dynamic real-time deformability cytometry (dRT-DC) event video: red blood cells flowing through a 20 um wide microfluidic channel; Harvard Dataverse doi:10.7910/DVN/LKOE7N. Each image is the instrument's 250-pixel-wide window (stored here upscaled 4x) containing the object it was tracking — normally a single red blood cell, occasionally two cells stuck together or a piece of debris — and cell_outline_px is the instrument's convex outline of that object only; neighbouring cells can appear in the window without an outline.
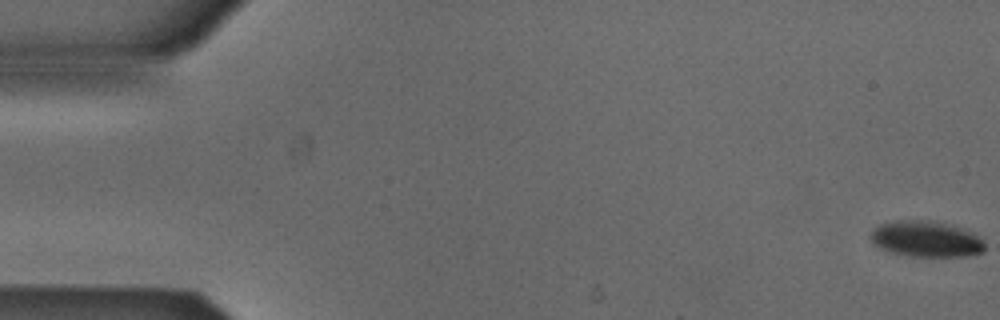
{"species": "Egyptian fruit bat (a non-hibernating species)", "species_latin": "Rousettus aegyptiacus", "temperature_condition": "cold", "stored_images_in_passage": 5, "camera_frame_rate_fps": 3000, "um_per_image_px": 0.085, "animal": {"sex": "male"}, "frame": {"image": 1, "passage_image": 1, "time_ms": 0.0, "image_size_px": [1000, 320], "cell_outline_px": [[984, 252], [968, 256], [908, 256], [888, 252], [872, 244], [872, 228], [880, 224], [896, 220], [920, 220], [944, 224], [960, 228], [976, 236], [984, 244]], "centroid_in_image_um": [78.64, 20.34], "position_along_channel_um": 6.4, "area_um2": 23.52}}
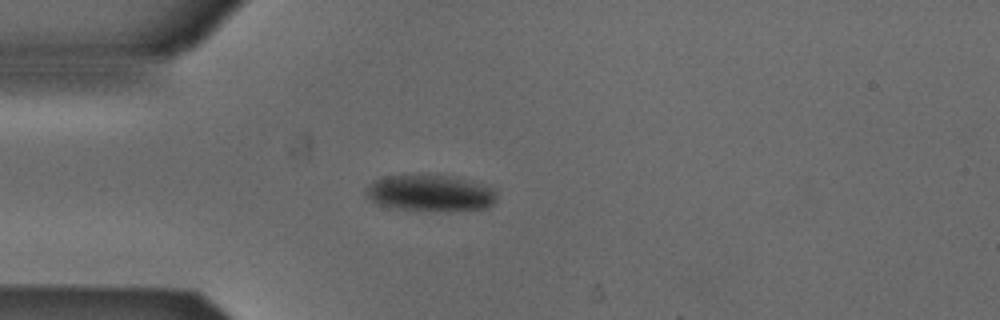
{"frame": {"image": 2, "passage_image": 5, "time_ms": 1.333, "image_size_px": [1000, 320], "cell_outline_px": [[496, 200], [488, 208], [396, 208], [376, 204], [364, 192], [372, 180], [384, 176], [452, 176], [484, 184], [496, 188]], "centroid_in_image_um": [36.57, 16.36], "position_along_channel_um": 48.4, "area_um2": 26.59}}